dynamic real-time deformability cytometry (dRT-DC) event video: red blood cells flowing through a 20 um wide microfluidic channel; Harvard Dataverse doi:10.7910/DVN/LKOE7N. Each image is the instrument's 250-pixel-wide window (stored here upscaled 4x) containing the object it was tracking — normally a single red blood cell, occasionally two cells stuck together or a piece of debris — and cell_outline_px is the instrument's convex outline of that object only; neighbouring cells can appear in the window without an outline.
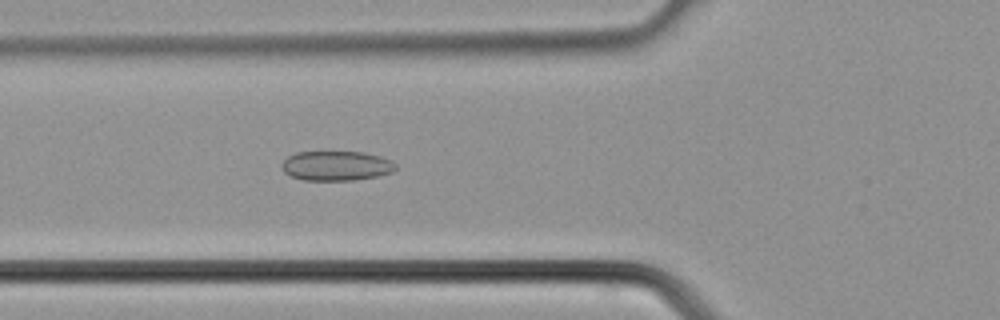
{"species": "common noctule bat (a hibernating species)", "species_latin": "Nyctalus noctula", "temperature_condition": "cold", "stored_images_in_passage": 36, "camera_frame_rate_fps": 3000, "um_per_image_px": 0.085, "animal": {"sex": "male", "body_mass_g": 21.5, "forearm_length_mm": 52.0}, "frame": {"image": 1, "passage_image": 13, "time_ms": 4.0, "image_size_px": [1000, 320], "cell_outline_px": [[396, 168], [392, 172], [380, 176], [352, 180], [304, 180], [292, 176], [284, 172], [280, 168], [280, 164], [288, 156], [296, 152], [364, 152], [380, 156], [392, 160], [396, 164]], "centroid_in_image_um": [28.59, 14.09], "position_along_channel_um": 97.2, "area_um2": 19.83}}
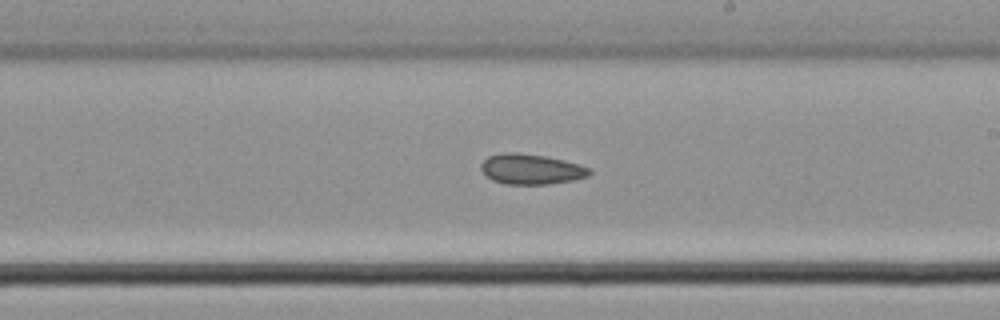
{"frame": {"image": 2, "passage_image": 21, "time_ms": 6.667, "image_size_px": [1000, 320], "cell_outline_px": [[592, 172], [588, 176], [572, 180], [548, 184], [504, 184], [492, 180], [480, 168], [480, 164], [488, 156], [504, 152], [520, 152], [544, 156], [564, 160], [580, 164], [588, 168]], "centroid_in_image_um": [45.13, 14.37], "position_along_channel_um": 243.9, "area_um2": 19.13}}
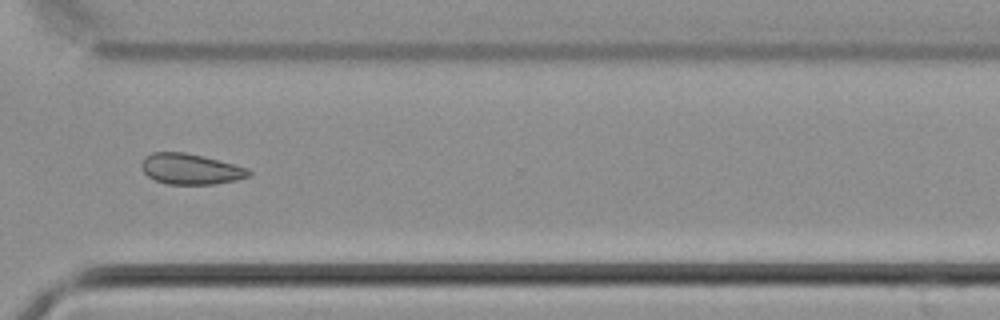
{"frame": {"image": 3, "passage_image": 27, "time_ms": 8.667, "image_size_px": [1000, 320], "cell_outline_px": [[252, 172], [248, 176], [236, 180], [216, 184], [168, 184], [156, 180], [148, 176], [140, 168], [140, 164], [144, 156], [152, 152], [184, 152], [204, 156], [248, 168]], "centroid_in_image_um": [16.17, 14.36], "position_along_channel_um": 354.4, "area_um2": 19.25}}